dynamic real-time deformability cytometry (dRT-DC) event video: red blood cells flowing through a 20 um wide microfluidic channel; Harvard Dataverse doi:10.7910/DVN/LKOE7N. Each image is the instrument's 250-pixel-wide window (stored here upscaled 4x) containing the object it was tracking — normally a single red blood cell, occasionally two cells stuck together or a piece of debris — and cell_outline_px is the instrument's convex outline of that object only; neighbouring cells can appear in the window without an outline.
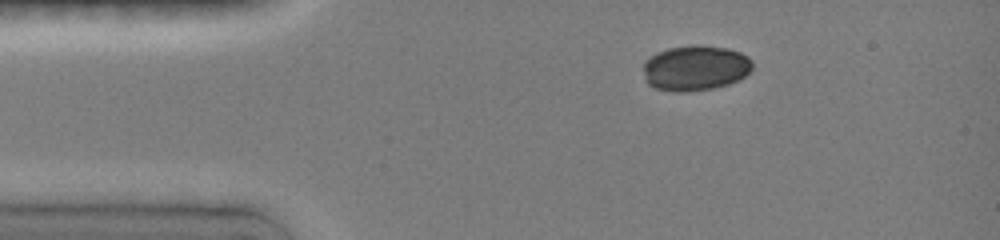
{"species": "common noctule bat (a hibernating species)", "species_latin": "Nyctalus noctula", "temperature_condition": "room temperature", "stored_images_in_passage": 13, "camera_frame_rate_fps": 3000, "um_per_image_px": 0.085, "animal": {"sex": "female", "body_mass_g": 19.0, "forearm_length_mm": 51.5}, "frame": {"image": 1, "passage_image": 1, "time_ms": 0.0, "image_size_px": [1000, 240], "cell_outline_px": [[752, 68], [740, 80], [716, 88], [688, 92], [676, 92], [656, 88], [648, 84], [644, 72], [644, 64], [652, 56], [668, 48], [724, 48], [740, 52], [748, 56], [752, 60]], "centroid_in_image_um": [59.14, 5.84], "position_along_channel_um": 25.9, "area_um2": 27.92}}
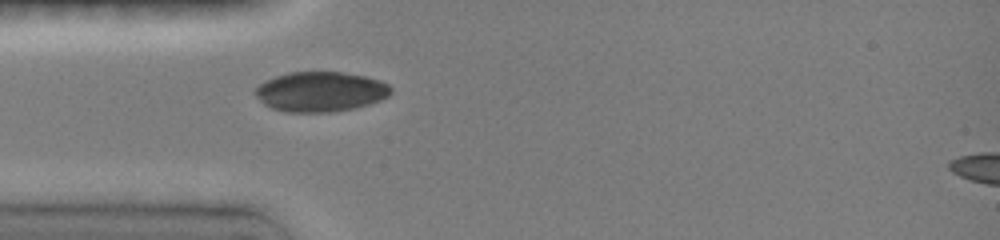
{"frame": {"image": 2, "passage_image": 7, "time_ms": 2.0, "image_size_px": [1000, 240], "cell_outline_px": [[392, 92], [388, 96], [380, 100], [356, 108], [332, 112], [284, 112], [272, 108], [264, 104], [252, 92], [260, 84], [276, 76], [288, 72], [340, 72], [364, 76], [380, 80], [388, 84], [392, 88]], "centroid_in_image_um": [27.24, 7.8], "position_along_channel_um": 57.8, "area_um2": 31.62}}
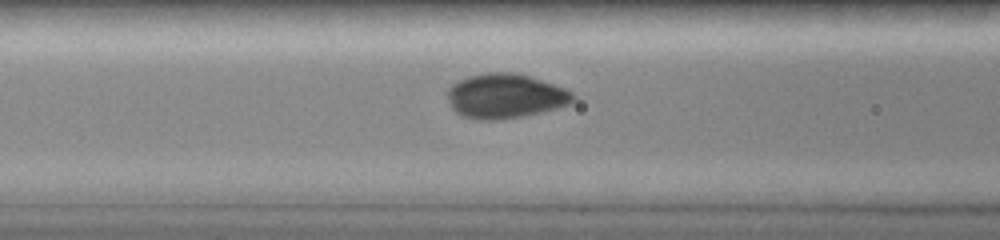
{"frame": {"image": 3, "passage_image": 12, "time_ms": 3.667, "image_size_px": [1000, 240], "cell_outline_px": [[576, 96], [568, 104], [544, 112], [524, 116], [500, 120], [476, 120], [464, 116], [456, 112], [448, 104], [448, 88], [452, 84], [468, 76], [488, 72], [516, 72], [564, 88], [572, 92]], "centroid_in_image_um": [42.92, 8.17], "position_along_channel_um": 123.7, "area_um2": 32.66}}